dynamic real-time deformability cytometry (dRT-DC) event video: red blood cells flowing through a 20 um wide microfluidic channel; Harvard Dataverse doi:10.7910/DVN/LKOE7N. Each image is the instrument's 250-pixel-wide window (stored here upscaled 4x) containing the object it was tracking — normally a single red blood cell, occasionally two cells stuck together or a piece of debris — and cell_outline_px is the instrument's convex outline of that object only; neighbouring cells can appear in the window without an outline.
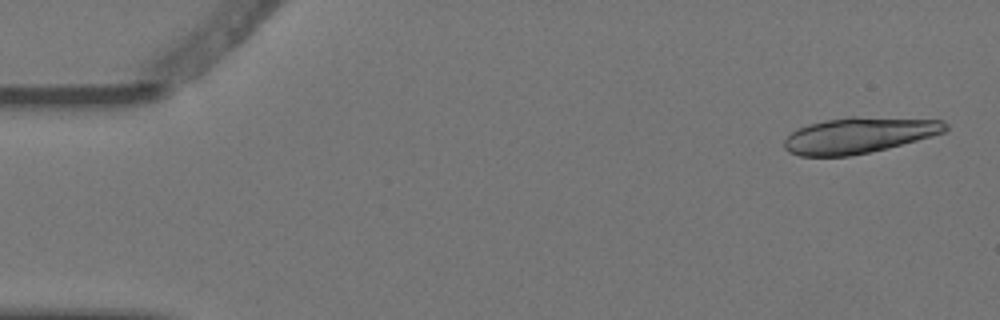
{"species": "Egyptian fruit bat (a non-hibernating species)", "species_latin": "Rousettus aegyptiacus", "temperature_condition": "warm", "stored_images_in_passage": 6, "camera_frame_rate_fps": 3000, "um_per_image_px": 0.085, "animal": {"sex": "female"}, "frame": {"image": 1, "passage_image": 1, "time_ms": 0.0, "image_size_px": [1000, 320], "cell_outline_px": [[948, 128], [944, 132], [932, 136], [888, 148], [848, 156], [800, 156], [788, 152], [784, 148], [784, 140], [796, 128], [808, 124], [824, 120], [848, 116], [856, 116], [944, 120], [948, 124]], "centroid_in_image_um": [73.0, 11.48], "position_along_channel_um": 12.0, "area_um2": 33.87}}